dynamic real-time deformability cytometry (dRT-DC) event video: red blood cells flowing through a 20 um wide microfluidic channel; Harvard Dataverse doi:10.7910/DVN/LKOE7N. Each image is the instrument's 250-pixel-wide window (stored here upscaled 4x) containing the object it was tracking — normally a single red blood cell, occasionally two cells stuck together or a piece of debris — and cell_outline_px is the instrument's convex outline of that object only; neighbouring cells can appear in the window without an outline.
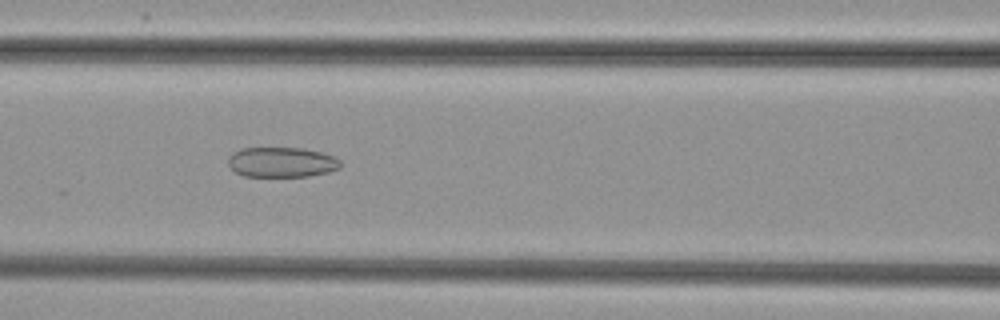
{"species": "common noctule bat (a hibernating species)", "species_latin": "Nyctalus noctula", "temperature_condition": "cold", "stored_images_in_passage": 41, "camera_frame_rate_fps": 3000, "um_per_image_px": 0.085, "animal": {"sex": "female", "body_mass_g": 29.2, "forearm_length_mm": 56.3}, "frame": {"image": 1, "passage_image": 16, "time_ms": 5.0, "image_size_px": [1000, 320], "cell_outline_px": [[340, 168], [328, 172], [308, 176], [244, 176], [236, 172], [228, 164], [228, 156], [232, 152], [240, 148], [304, 148], [324, 152], [336, 156], [340, 160]], "centroid_in_image_um": [23.96, 13.77], "position_along_channel_um": 142.6, "area_um2": 19.88}}
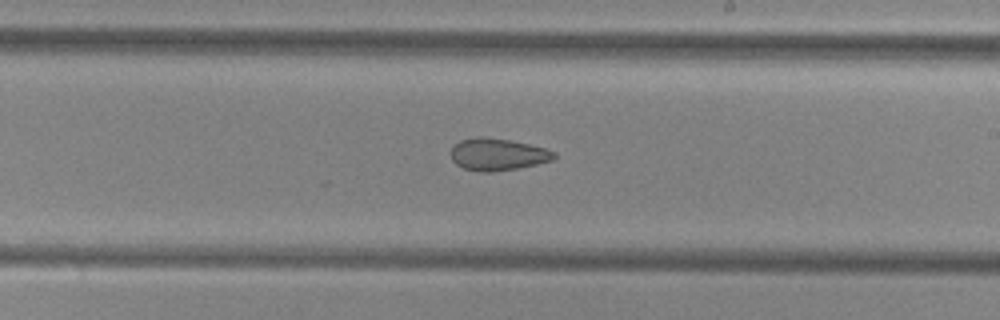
{"frame": {"image": 2, "passage_image": 24, "time_ms": 7.667, "image_size_px": [1000, 320], "cell_outline_px": [[556, 156], [552, 160], [520, 168], [492, 172], [480, 172], [464, 168], [456, 164], [452, 160], [452, 148], [460, 140], [480, 136], [484, 136], [508, 140], [528, 144], [544, 148], [556, 152]], "centroid_in_image_um": [42.3, 13.13], "position_along_channel_um": 246.7, "area_um2": 19.19}}
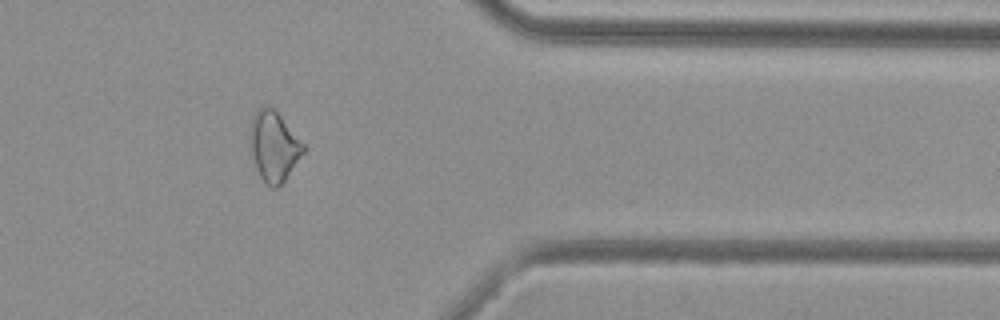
{"frame": {"image": 3, "passage_image": 36, "time_ms": 11.667, "image_size_px": [1000, 320], "cell_outline_px": [[304, 152], [284, 180], [276, 188], [272, 188], [260, 176], [248, 152], [248, 132], [252, 116], [264, 104], [272, 108], [280, 116], [304, 144]], "centroid_in_image_um": [23.2, 12.42], "position_along_channel_um": 388.2, "area_um2": 21.79}}